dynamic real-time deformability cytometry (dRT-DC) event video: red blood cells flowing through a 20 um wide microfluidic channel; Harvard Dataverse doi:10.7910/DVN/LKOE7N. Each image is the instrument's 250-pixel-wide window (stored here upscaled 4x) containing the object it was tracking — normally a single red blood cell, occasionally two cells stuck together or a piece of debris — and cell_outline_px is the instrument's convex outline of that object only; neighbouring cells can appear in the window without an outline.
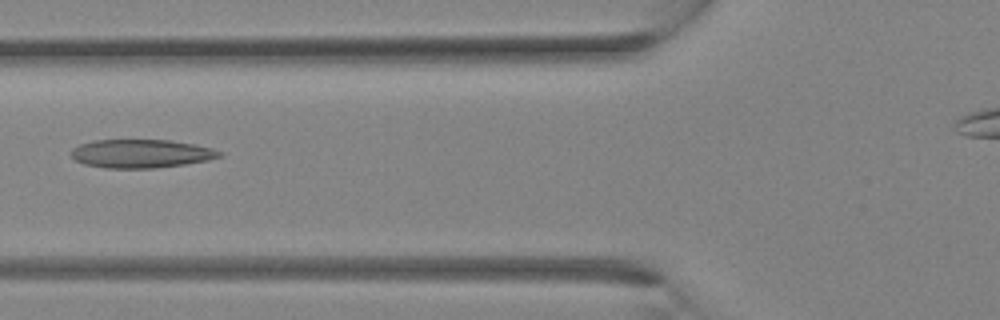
{"species": "Egyptian fruit bat (a non-hibernating species)", "species_latin": "Rousettus aegyptiacus", "temperature_condition": "room temperature", "stored_images_in_passage": 31, "camera_frame_rate_fps": 3000, "um_per_image_px": 0.085, "animal": {"sex": "female"}, "frame": {"image": 1, "passage_image": 13, "time_ms": 4.0, "image_size_px": [1000, 320], "cell_outline_px": [[224, 156], [208, 160], [184, 164], [152, 168], [104, 168], [84, 164], [76, 160], [68, 152], [72, 148], [80, 144], [96, 140], [168, 140], [192, 144], [212, 148], [224, 152]], "centroid_in_image_um": [11.99, 13.06], "position_along_channel_um": 113.8, "area_um2": 24.62}}
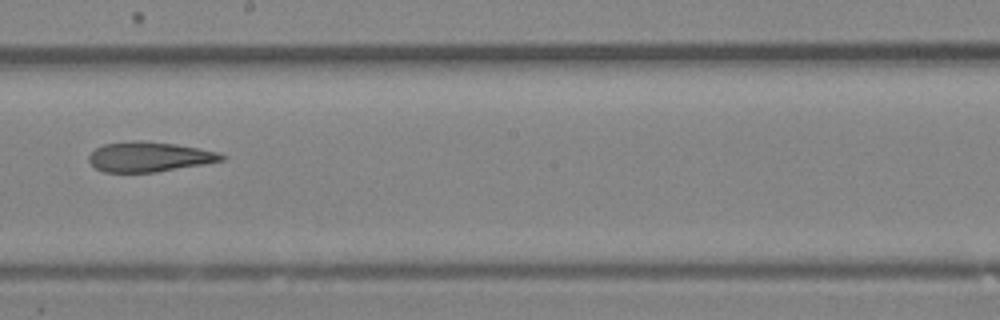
{"frame": {"image": 2, "passage_image": 19, "time_ms": 6.0, "image_size_px": [1000, 320], "cell_outline_px": [[228, 156], [224, 160], [204, 164], [156, 172], [104, 172], [96, 168], [88, 160], [88, 156], [96, 148], [104, 144], [136, 140], [140, 140], [176, 144], [220, 152]], "centroid_in_image_um": [12.72, 13.32], "position_along_channel_um": 235.5, "area_um2": 23.18}}
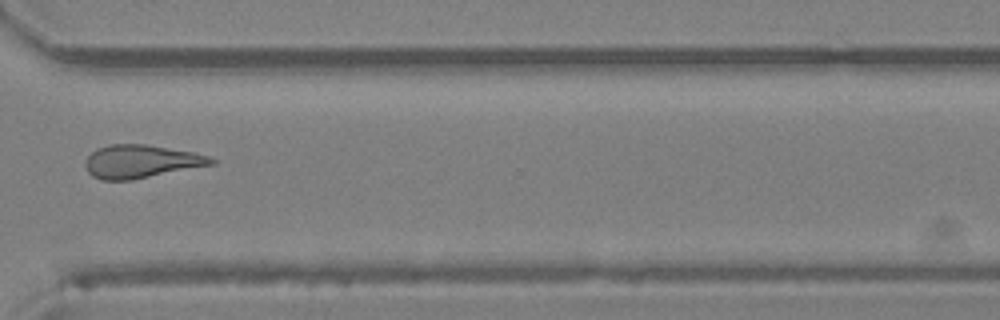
{"frame": {"image": 3, "passage_image": 25, "time_ms": 8.0, "image_size_px": [1000, 320], "cell_outline_px": [[216, 164], [132, 180], [100, 180], [92, 176], [88, 172], [84, 164], [88, 156], [96, 148], [108, 144], [144, 144], [192, 152], [208, 156], [216, 160]], "centroid_in_image_um": [11.97, 13.73], "position_along_channel_um": 358.6, "area_um2": 24.39}}